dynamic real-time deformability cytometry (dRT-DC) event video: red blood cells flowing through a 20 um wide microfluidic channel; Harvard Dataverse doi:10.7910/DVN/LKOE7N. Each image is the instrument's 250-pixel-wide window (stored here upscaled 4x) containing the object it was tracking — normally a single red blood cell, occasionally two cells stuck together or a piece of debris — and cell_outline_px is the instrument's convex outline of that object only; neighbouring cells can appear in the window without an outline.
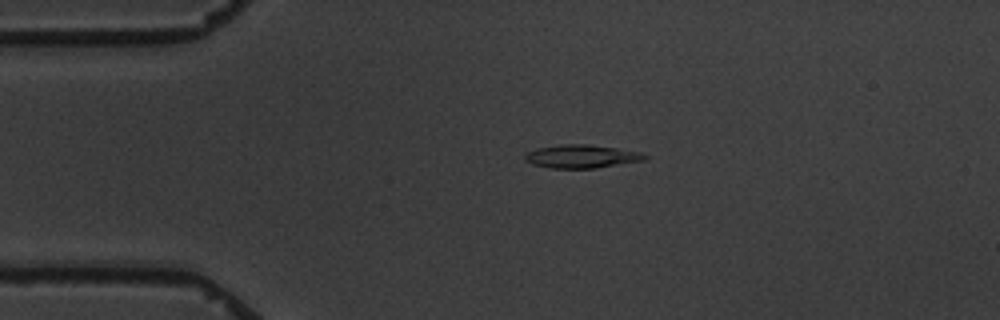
{"species": "common noctule bat (a hibernating species)", "species_latin": "Nyctalus noctula", "temperature_condition": "warm", "stored_images_in_passage": 2, "camera_frame_rate_fps": 3000, "um_per_image_px": 0.085, "animal": {"sex": "male", "body_mass_g": 19.5, "forearm_length_mm": 54.6}, "frame": {"image": 1, "passage_image": 1, "time_ms": 0.0, "image_size_px": [1000, 320], "cell_outline_px": [[648, 156], [644, 160], [596, 168], [548, 168], [532, 164], [524, 160], [524, 156], [528, 152], [536, 148], [564, 144], [588, 144], [616, 148], [640, 152]], "centroid_in_image_um": [49.4, 13.29], "position_along_channel_um": 35.6, "area_um2": 16.18}}